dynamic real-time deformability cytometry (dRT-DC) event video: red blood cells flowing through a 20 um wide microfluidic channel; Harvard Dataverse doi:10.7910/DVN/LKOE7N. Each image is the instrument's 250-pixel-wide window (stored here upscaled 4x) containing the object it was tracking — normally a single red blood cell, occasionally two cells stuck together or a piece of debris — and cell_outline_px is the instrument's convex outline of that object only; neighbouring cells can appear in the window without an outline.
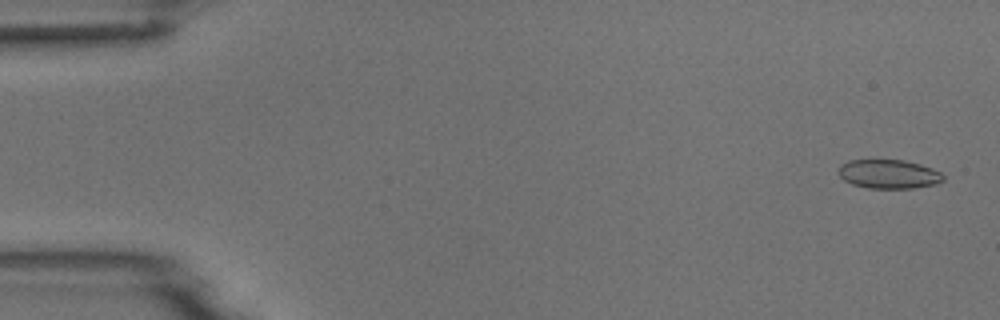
{"species": "common noctule bat (a hibernating species)", "species_latin": "Nyctalus noctula", "temperature_condition": "room temperature", "stored_images_in_passage": 5, "camera_frame_rate_fps": 3000, "um_per_image_px": 0.085, "animal": {"sex": "male", "body_mass_g": 18.8}, "frame": {"image": 1, "passage_image": 1, "time_ms": 0.0, "image_size_px": [1000, 320], "cell_outline_px": [[944, 180], [936, 184], [912, 188], [868, 188], [852, 184], [844, 180], [836, 172], [840, 164], [848, 160], [904, 160], [920, 164], [932, 168], [940, 172], [944, 176]], "centroid_in_image_um": [75.51, 14.79], "position_along_channel_um": 9.5, "area_um2": 17.8}}